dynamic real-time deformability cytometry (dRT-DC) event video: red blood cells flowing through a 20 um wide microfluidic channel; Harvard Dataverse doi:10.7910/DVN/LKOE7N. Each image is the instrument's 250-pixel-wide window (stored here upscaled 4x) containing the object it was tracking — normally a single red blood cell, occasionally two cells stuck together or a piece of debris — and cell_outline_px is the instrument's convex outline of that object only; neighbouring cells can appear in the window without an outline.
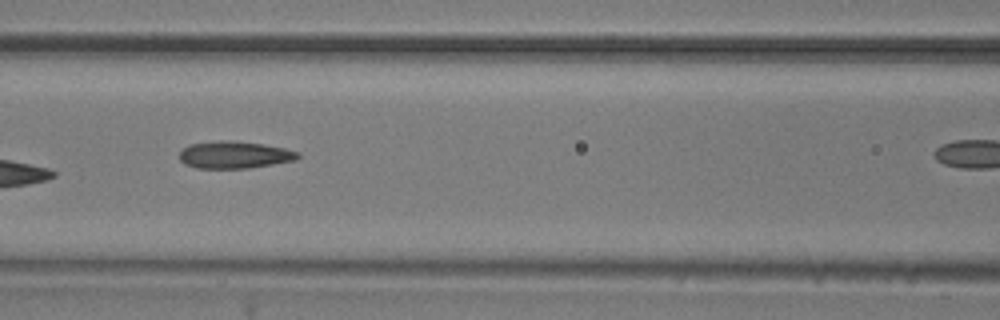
{"species": "common noctule bat (a hibernating species)", "species_latin": "Nyctalus noctula", "temperature_condition": "room temperature", "stored_images_in_passage": 5, "camera_frame_rate_fps": 3000, "um_per_image_px": 0.085, "animal": {"sex": "male", "body_mass_g": 20.5, "forearm_length_mm": 52.5}, "frame": {"image": 1, "passage_image": 4, "time_ms": 3.333, "image_size_px": [1000, 320], "cell_outline_px": [[300, 156], [296, 160], [248, 168], [196, 168], [184, 164], [180, 160], [180, 152], [188, 144], [220, 140], [228, 140], [264, 144], [284, 148], [300, 152]], "centroid_in_image_um": [19.92, 13.15], "position_along_channel_um": 146.7, "area_um2": 18.79}}